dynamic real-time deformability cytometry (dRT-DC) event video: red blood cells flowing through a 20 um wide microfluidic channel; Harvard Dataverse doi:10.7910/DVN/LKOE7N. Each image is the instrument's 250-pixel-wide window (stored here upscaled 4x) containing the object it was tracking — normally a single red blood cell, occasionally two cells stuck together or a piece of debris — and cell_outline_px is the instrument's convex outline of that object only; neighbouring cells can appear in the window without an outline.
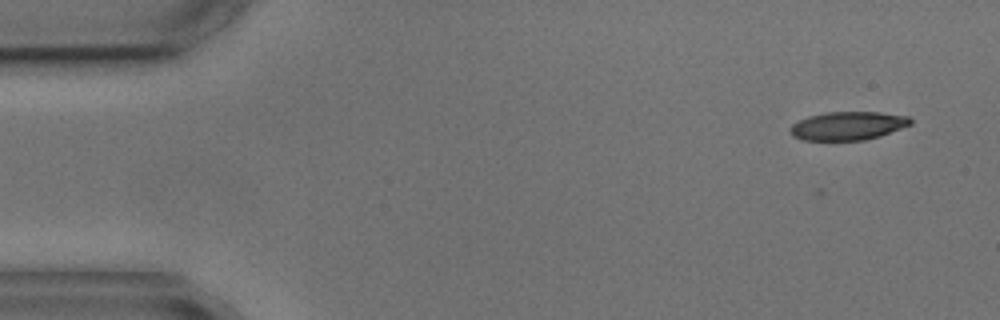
{"species": "common noctule bat (a hibernating species)", "species_latin": "Nyctalus noctula", "temperature_condition": "cold", "stored_images_in_passage": 2, "camera_frame_rate_fps": 3000, "um_per_image_px": 0.085, "animal": {"sex": "male", "body_mass_g": 17.9, "forearm_length_mm": 54.2}, "frame": {"image": 1, "passage_image": 1, "time_ms": 0.0, "image_size_px": [1000, 320], "cell_outline_px": [[912, 124], [880, 136], [864, 140], [800, 140], [792, 136], [788, 128], [792, 124], [808, 116], [824, 112], [880, 112], [908, 116], [912, 120]], "centroid_in_image_um": [72.04, 10.69], "position_along_channel_um": 13.0, "area_um2": 20.06}}